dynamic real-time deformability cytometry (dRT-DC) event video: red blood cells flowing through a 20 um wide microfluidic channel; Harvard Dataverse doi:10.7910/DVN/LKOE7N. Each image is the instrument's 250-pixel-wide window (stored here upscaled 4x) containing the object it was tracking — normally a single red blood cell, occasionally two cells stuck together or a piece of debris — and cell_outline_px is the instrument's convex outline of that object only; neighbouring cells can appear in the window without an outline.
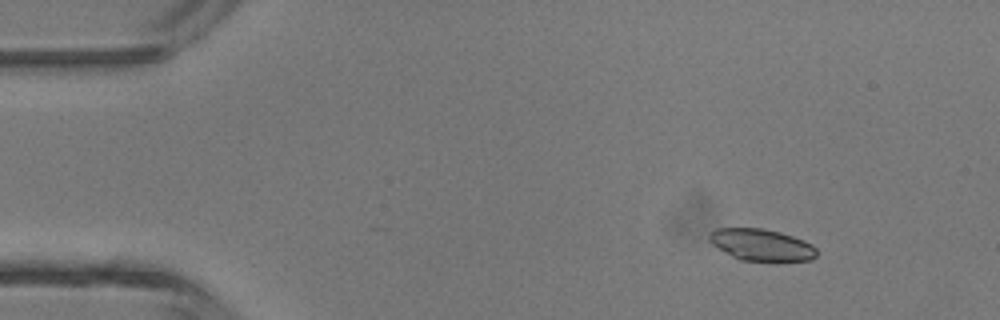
{"species": "common noctule bat (a hibernating species)", "species_latin": "Nyctalus noctula", "temperature_condition": "room temperature", "stored_images_in_passage": 2, "camera_frame_rate_fps": 3000, "um_per_image_px": 0.085, "animal": {"sex": "male", "body_mass_g": 13.3}, "frame": {"image": 1, "passage_image": 1, "time_ms": 0.0, "image_size_px": [1000, 320], "cell_outline_px": [[816, 256], [812, 260], [740, 260], [732, 256], [712, 244], [708, 240], [708, 236], [716, 228], [764, 228], [780, 232], [804, 240], [812, 244], [816, 248]], "centroid_in_image_um": [64.72, 20.79], "position_along_channel_um": 20.3, "area_um2": 19.65}}